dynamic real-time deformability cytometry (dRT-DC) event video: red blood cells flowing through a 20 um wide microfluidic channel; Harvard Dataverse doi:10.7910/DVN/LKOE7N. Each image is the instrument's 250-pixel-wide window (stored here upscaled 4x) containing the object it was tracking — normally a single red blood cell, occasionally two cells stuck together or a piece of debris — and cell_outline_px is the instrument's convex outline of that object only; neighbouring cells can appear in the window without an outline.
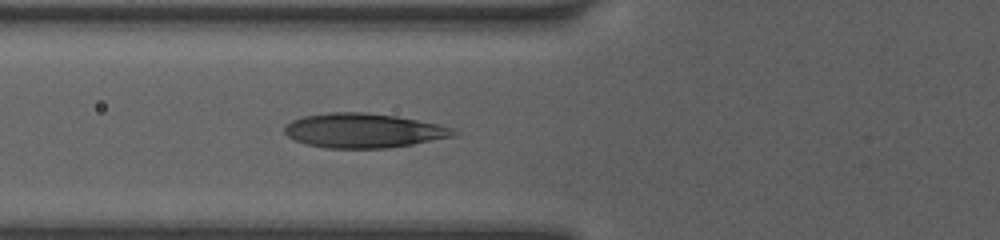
{"species": "human", "species_latin": "Homo sapiens", "temperature_condition": "room temperature", "stored_images_in_passage": 5, "camera_frame_rate_fps": 3000, "um_per_image_px": 0.085, "donor": {"sex": "female"}, "frame": {"image": 1, "passage_image": 5, "time_ms": 3.333, "image_size_px": [1000, 240], "cell_outline_px": [[460, 132], [456, 136], [412, 144], [388, 148], [324, 148], [304, 144], [288, 136], [284, 132], [284, 128], [292, 120], [304, 116], [328, 112], [360, 112], [396, 116], [440, 124], [456, 128]], "centroid_in_image_um": [30.94, 11.1], "position_along_channel_um": 94.9, "area_um2": 34.1}}